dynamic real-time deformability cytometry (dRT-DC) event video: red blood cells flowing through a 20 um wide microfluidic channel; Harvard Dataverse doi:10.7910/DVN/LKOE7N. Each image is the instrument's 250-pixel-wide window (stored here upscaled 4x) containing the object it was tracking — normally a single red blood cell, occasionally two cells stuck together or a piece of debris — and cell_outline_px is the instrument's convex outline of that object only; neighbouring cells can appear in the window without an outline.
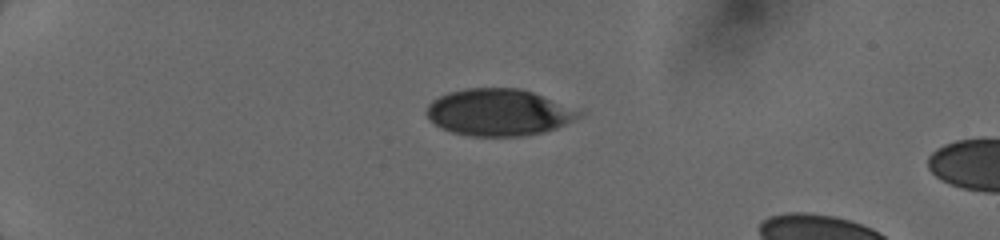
{"species": "human", "species_latin": "Homo sapiens", "temperature_condition": "cold", "stored_images_in_passage": 3, "camera_frame_rate_fps": 3000, "um_per_image_px": 0.085, "donor": {"sex": "female"}, "frame": {"image": 1, "passage_image": 1, "time_ms": 0.0, "image_size_px": [1000, 240], "cell_outline_px": [[580, 112], [576, 116], [564, 124], [556, 128], [544, 132], [524, 136], [468, 136], [452, 132], [440, 128], [424, 112], [428, 104], [432, 100], [448, 92], [468, 88], [520, 88], [532, 92]], "centroid_in_image_um": [42.28, 9.56], "position_along_channel_um": 42.7, "area_um2": 40.86}}